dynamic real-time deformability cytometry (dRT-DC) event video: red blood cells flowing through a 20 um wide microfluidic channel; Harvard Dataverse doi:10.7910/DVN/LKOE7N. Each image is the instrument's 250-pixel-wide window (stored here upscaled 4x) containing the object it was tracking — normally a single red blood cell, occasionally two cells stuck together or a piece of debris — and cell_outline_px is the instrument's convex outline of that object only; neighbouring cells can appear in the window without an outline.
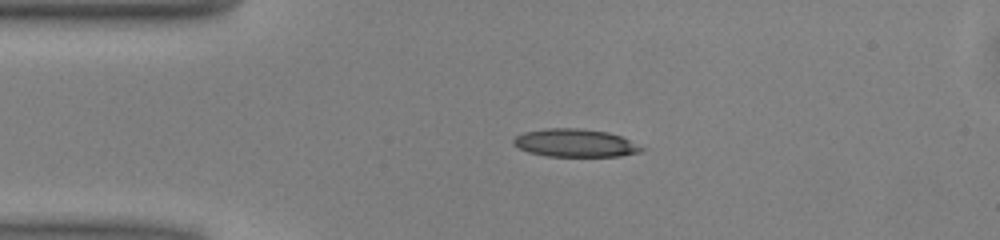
{"species": "common noctule bat (a hibernating species)", "species_latin": "Nyctalus noctula", "temperature_condition": "warm", "stored_images_in_passage": 35, "camera_frame_rate_fps": 3000, "um_per_image_px": 0.085, "animal": {"sex": "male", "body_mass_g": 13.0, "forearm_length_mm": 53.1}, "frame": {"image": 1, "passage_image": 3, "time_ms": 0.667, "image_size_px": [1000, 240], "cell_outline_px": [[644, 152], [620, 156], [548, 156], [528, 152], [512, 144], [512, 140], [516, 136], [524, 132], [544, 128], [580, 128], [608, 132], [620, 136], [644, 148]], "centroid_in_image_um": [48.87, 12.15], "position_along_channel_um": 36.1, "area_um2": 20.87}}
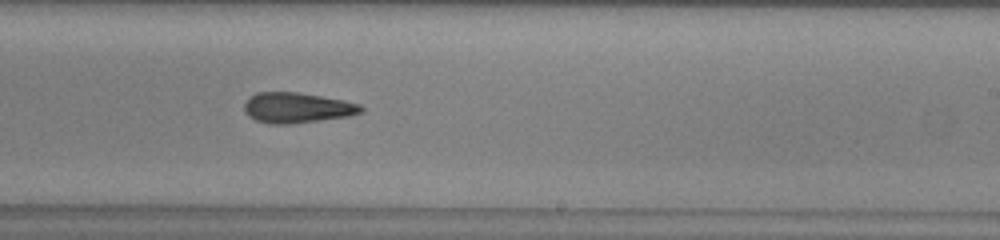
{"frame": {"image": 2, "passage_image": 22, "time_ms": 7.0, "image_size_px": [1000, 240], "cell_outline_px": [[364, 112], [348, 116], [292, 124], [268, 124], [256, 120], [248, 116], [244, 112], [244, 104], [248, 96], [256, 92], [296, 92], [344, 100], [360, 104], [364, 108]], "centroid_in_image_um": [25.22, 9.16], "position_along_channel_um": 263.8, "area_um2": 20.87}}
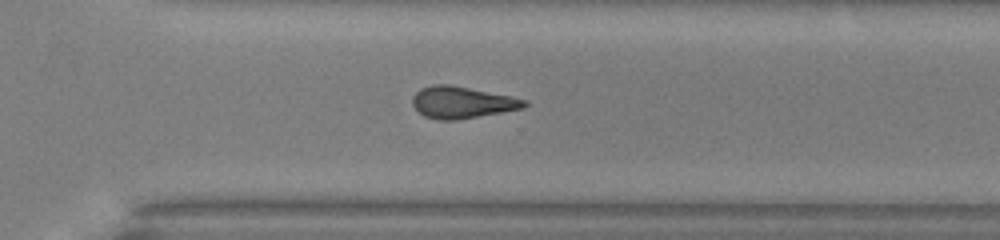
{"frame": {"image": 3, "passage_image": 27, "time_ms": 8.667, "image_size_px": [1000, 240], "cell_outline_px": [[528, 104], [524, 108], [456, 120], [440, 120], [424, 116], [412, 104], [412, 96], [420, 88], [432, 84], [448, 84], [512, 96], [528, 100]], "centroid_in_image_um": [39.27, 8.69], "position_along_channel_um": 331.3, "area_um2": 20.69}, "authors_computed_cell_mechanics": {"area_um2": 20.808, "velocity_mm_per_s": 4.0439, "shape_relaxation_time_tau1_ms": null, "shape_relaxation_time_tau2_ms": 3.6391, "deformation_change_tau1": null, "deformation_change_tau2": 0.1401}}